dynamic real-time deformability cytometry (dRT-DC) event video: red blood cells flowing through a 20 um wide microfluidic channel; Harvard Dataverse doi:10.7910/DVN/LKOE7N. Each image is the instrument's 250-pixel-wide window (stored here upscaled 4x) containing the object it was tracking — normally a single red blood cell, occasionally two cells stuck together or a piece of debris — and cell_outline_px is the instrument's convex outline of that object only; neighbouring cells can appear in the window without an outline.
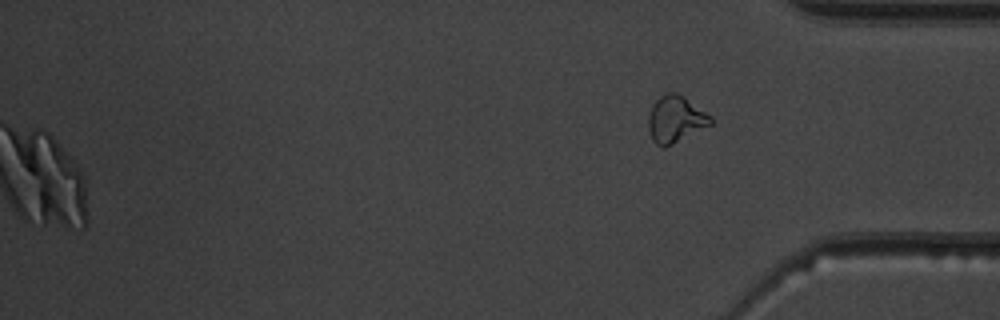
{"species": "common noctule bat (a hibernating species)", "species_latin": "Nyctalus noctula", "temperature_condition": "warm", "stored_images_in_passage": 52, "camera_frame_rate_fps": 3000, "um_per_image_px": 0.085, "animal": {"sex": "male", "body_mass_g": 19.5, "forearm_length_mm": 54.6}, "frame": {"image": 1, "passage_image": 52, "time_ms": 17.0, "image_size_px": [1000, 320], "cell_outline_px": [[712, 124], [664, 148], [656, 144], [652, 140], [648, 128], [648, 116], [652, 104], [660, 96], [668, 92], [676, 92], [712, 116]], "centroid_in_image_um": [57.39, 10.14], "position_along_channel_um": 377.8, "area_um2": 16.82}}